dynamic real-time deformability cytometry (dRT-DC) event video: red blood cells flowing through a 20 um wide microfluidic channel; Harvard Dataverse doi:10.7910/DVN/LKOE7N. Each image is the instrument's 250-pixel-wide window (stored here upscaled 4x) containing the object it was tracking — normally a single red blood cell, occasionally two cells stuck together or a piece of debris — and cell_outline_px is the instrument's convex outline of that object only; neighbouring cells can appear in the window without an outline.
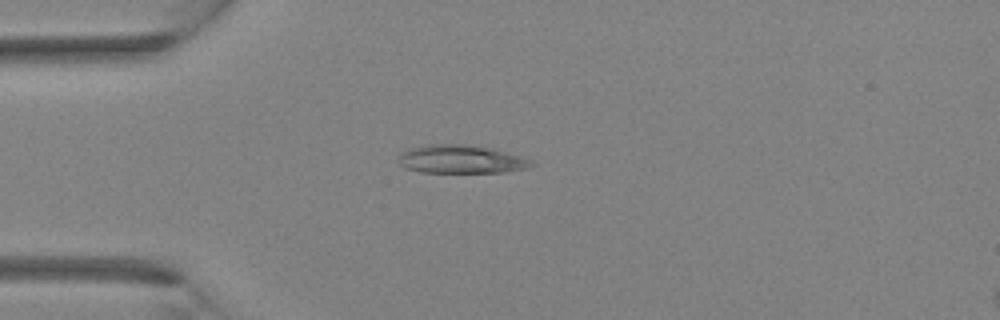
{"species": "Egyptian fruit bat (a non-hibernating species)", "species_latin": "Rousettus aegyptiacus", "temperature_condition": "room temperature", "stored_images_in_passage": 38, "camera_frame_rate_fps": 3000, "um_per_image_px": 0.085, "animal": {"sex": "female"}, "frame": {"image": 1, "passage_image": 9, "time_ms": 2.667, "image_size_px": [1000, 320], "cell_outline_px": [[536, 164], [528, 168], [504, 172], [420, 172], [404, 168], [396, 160], [400, 152], [412, 148], [428, 144], [464, 144], [492, 148], [520, 156], [532, 160]], "centroid_in_image_um": [39.17, 13.54], "position_along_channel_um": 45.8, "area_um2": 22.08}}
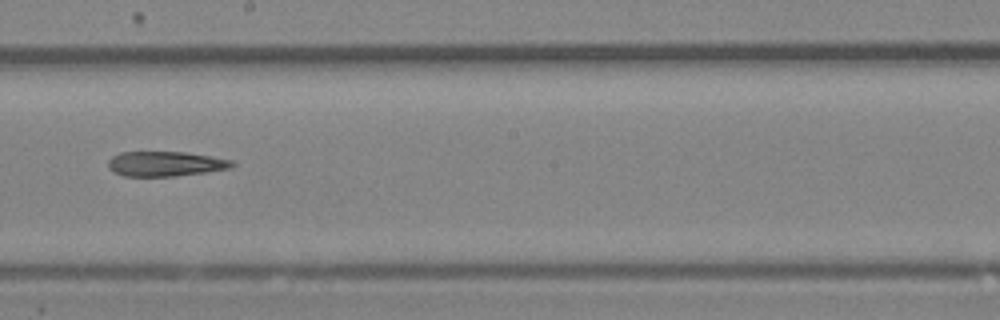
{"frame": {"image": 2, "passage_image": 21, "time_ms": 6.667, "image_size_px": [1000, 320], "cell_outline_px": [[236, 164], [232, 168], [176, 176], [124, 176], [108, 168], [108, 160], [112, 156], [120, 152], [184, 152], [232, 160]], "centroid_in_image_um": [14.05, 13.92], "position_along_channel_um": 234.1, "area_um2": 17.86}}
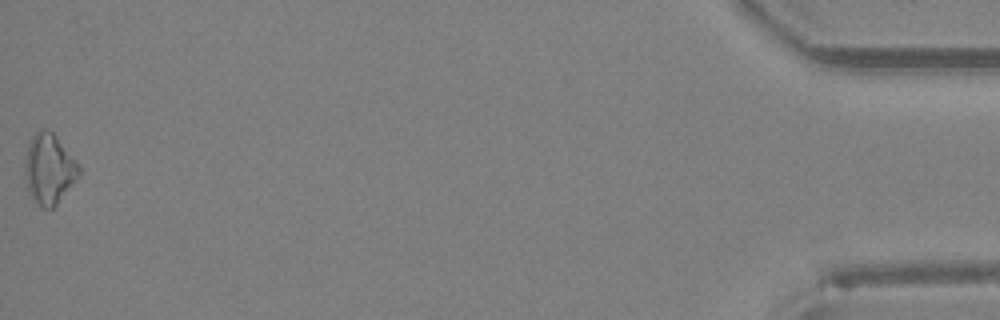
{"frame": {"image": 3, "passage_image": 38, "time_ms": 12.333, "image_size_px": [1000, 320], "cell_outline_px": [[80, 176], [56, 204], [52, 208], [40, 208], [28, 192], [24, 172], [24, 164], [28, 144], [32, 136], [40, 128], [48, 128], [56, 136], [80, 164]], "centroid_in_image_um": [4.17, 14.34], "position_along_channel_um": 431.0, "area_um2": 22.37}}